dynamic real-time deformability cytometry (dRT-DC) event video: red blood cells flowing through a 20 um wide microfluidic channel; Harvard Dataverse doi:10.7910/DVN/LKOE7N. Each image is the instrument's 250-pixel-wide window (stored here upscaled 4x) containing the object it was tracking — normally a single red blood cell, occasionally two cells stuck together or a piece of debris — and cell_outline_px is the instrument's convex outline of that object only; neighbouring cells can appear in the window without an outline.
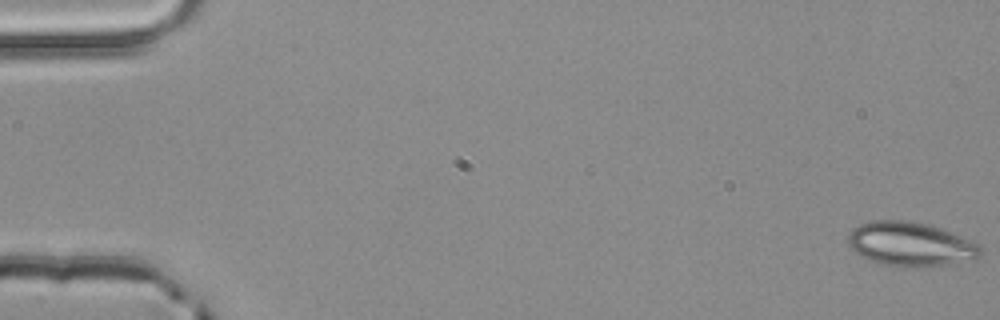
{"species": "common noctule bat (a hibernating species)", "species_latin": "Nyctalus noctula", "temperature_condition": "room temperature", "stored_images_in_passage": 5, "camera_frame_rate_fps": 3000, "um_per_image_px": 0.085, "animal": {"sex": "male", "body_mass_g": 20.4}, "frame": {"image": 1, "passage_image": 1, "time_ms": 0.0, "image_size_px": [1000, 320], "cell_outline_px": [[980, 256], [976, 260], [948, 264], [900, 268], [884, 264], [872, 260], [856, 252], [848, 244], [848, 232], [852, 228], [868, 220], [908, 220], [928, 224], [940, 228], [960, 236], [976, 244], [980, 248]], "centroid_in_image_um": [77.36, 20.74], "position_along_channel_um": 7.6, "area_um2": 33.93}}
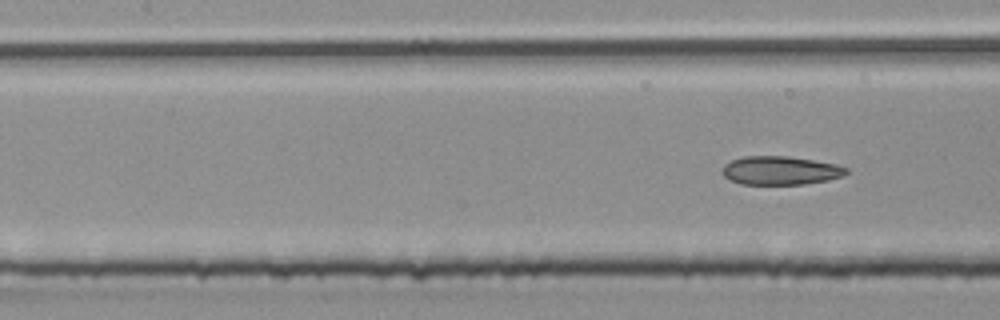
{"frame": {"image": 2, "passage_image": 5, "time_ms": 1.333, "image_size_px": [1000, 320], "cell_outline_px": [[848, 172], [844, 176], [828, 180], [804, 184], [740, 184], [724, 176], [724, 164], [732, 160], [744, 156], [788, 156], [836, 164], [848, 168]], "centroid_in_image_um": [66.37, 14.49], "position_along_channel_um": 141.0, "area_um2": 20.52}}